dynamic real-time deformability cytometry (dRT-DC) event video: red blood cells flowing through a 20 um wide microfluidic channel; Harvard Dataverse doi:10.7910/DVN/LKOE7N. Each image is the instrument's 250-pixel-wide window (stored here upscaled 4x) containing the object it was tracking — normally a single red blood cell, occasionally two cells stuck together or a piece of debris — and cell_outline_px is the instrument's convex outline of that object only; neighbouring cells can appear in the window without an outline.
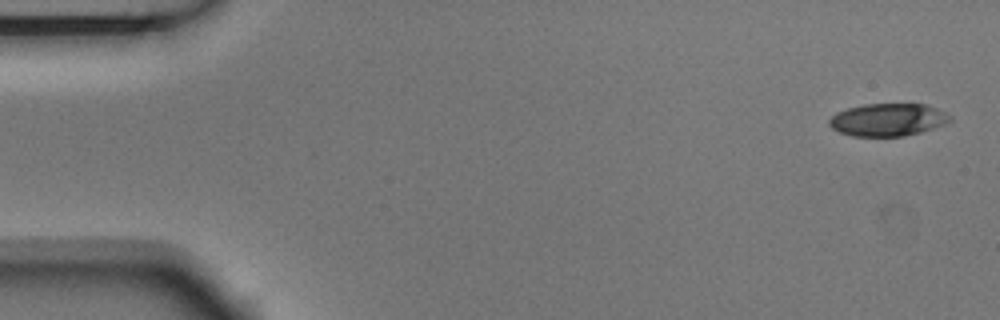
{"species": "Egyptian fruit bat (a non-hibernating species)", "species_latin": "Rousettus aegyptiacus", "temperature_condition": "room temperature", "stored_images_in_passage": 5, "camera_frame_rate_fps": 3000, "um_per_image_px": 0.085, "animal": {"sex": "male"}, "frame": {"image": 1, "passage_image": 1, "time_ms": 0.0, "image_size_px": [1000, 320], "cell_outline_px": [[952, 120], [944, 124], [920, 132], [904, 136], [852, 136], [840, 132], [832, 128], [828, 124], [828, 120], [836, 112], [848, 108], [864, 104], [928, 104], [952, 116]], "centroid_in_image_um": [75.46, 10.17], "position_along_channel_um": 9.5, "area_um2": 22.95}}
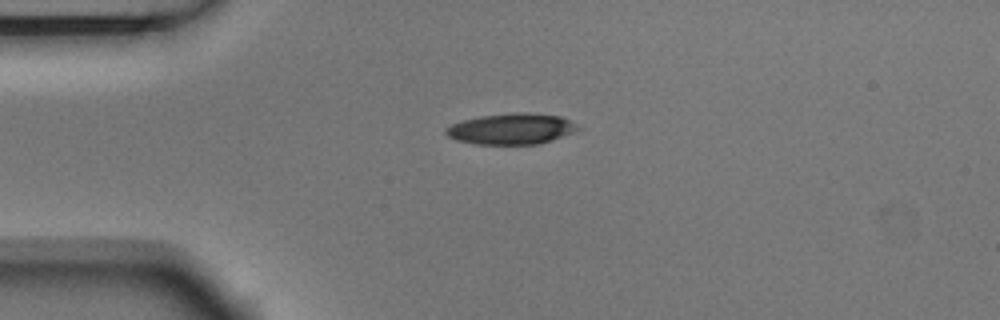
{"frame": {"image": 2, "passage_image": 4, "time_ms": 1.0, "image_size_px": [1000, 320], "cell_outline_px": [[580, 128], [576, 132], [536, 144], [476, 144], [456, 140], [448, 136], [444, 132], [444, 128], [452, 124], [464, 120], [480, 116], [520, 112], [560, 116], [568, 120]], "centroid_in_image_um": [43.43, 10.96], "position_along_channel_um": 41.6, "area_um2": 23.47}}